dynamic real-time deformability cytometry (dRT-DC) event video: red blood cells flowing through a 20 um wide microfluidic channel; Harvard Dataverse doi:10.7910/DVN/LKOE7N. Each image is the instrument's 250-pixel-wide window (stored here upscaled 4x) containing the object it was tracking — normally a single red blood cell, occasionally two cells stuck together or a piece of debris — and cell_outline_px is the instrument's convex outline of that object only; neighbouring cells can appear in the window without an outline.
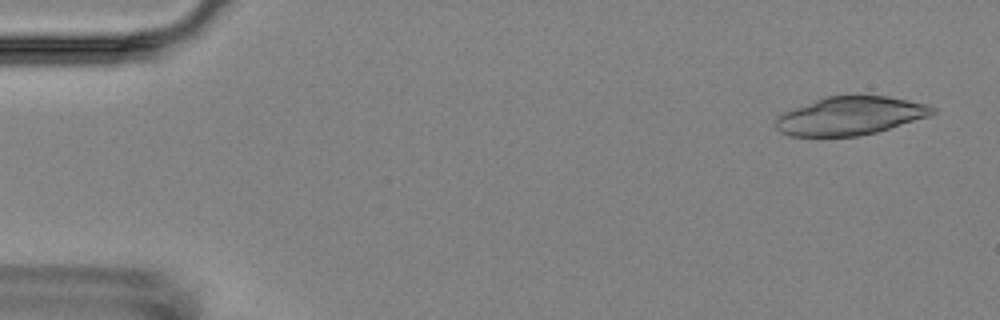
{"species": "Egyptian fruit bat (a non-hibernating species)", "species_latin": "Rousettus aegyptiacus", "temperature_condition": "room temperature", "stored_images_in_passage": 4, "camera_frame_rate_fps": 3000, "um_per_image_px": 0.085, "animal": {"sex": "female"}, "frame": {"image": 1, "passage_image": 1, "time_ms": 0.0, "image_size_px": [1000, 320], "cell_outline_px": [[936, 112], [928, 116], [876, 132], [856, 136], [788, 136], [780, 132], [776, 128], [776, 120], [784, 112], [792, 108], [828, 96], [888, 96], [928, 104], [936, 108]], "centroid_in_image_um": [72.27, 9.85], "position_along_channel_um": 12.7, "area_um2": 34.62}}